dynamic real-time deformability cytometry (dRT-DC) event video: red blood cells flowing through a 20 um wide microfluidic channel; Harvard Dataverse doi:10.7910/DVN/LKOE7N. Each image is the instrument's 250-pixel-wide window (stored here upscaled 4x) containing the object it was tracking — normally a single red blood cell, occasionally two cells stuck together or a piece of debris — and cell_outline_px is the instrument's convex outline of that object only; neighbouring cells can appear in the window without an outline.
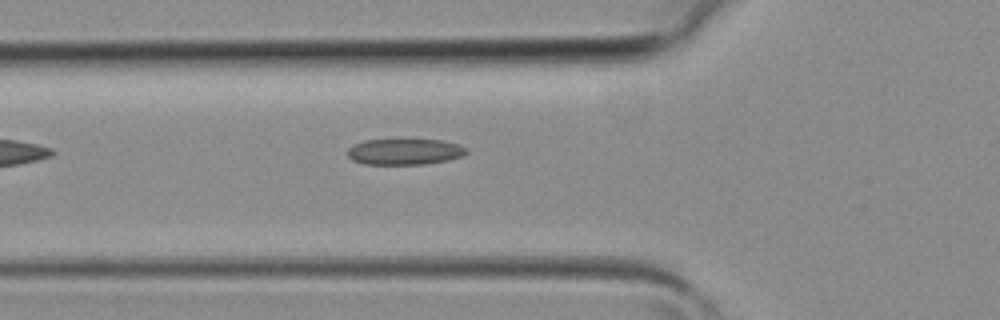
{"species": "common noctule bat (a hibernating species)", "species_latin": "Nyctalus noctula", "temperature_condition": "room temperature", "stored_images_in_passage": 5, "camera_frame_rate_fps": 3000, "um_per_image_px": 0.085, "animal": {"sex": "female", "body_mass_g": 19.3, "forearm_length_mm": 54.1}, "frame": {"image": 1, "passage_image": 4, "time_ms": 1.0, "image_size_px": [1000, 320], "cell_outline_px": [[468, 152], [460, 156], [448, 160], [424, 164], [364, 164], [352, 160], [348, 156], [348, 148], [352, 144], [364, 140], [444, 140], [456, 144], [464, 148]], "centroid_in_image_um": [34.34, 12.89], "position_along_channel_um": 91.5, "area_um2": 17.86}}